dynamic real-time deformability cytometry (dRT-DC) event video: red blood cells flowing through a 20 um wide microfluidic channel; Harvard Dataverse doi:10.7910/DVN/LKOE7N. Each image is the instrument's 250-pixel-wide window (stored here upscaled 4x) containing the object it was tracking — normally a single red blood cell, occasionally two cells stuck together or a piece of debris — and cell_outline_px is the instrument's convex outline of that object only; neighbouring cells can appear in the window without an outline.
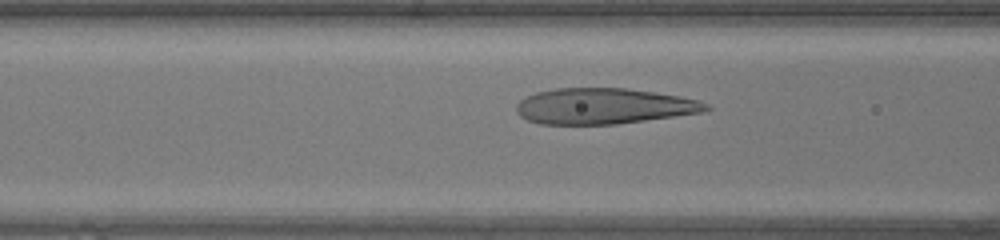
{"species": "human", "species_latin": "Homo sapiens", "temperature_condition": "warm", "stored_images_in_passage": 34, "camera_frame_rate_fps": 3000, "um_per_image_px": 0.085, "donor": {"sex": "female"}, "frame": {"image": 1, "passage_image": 10, "time_ms": 3.0, "image_size_px": [1000, 240], "cell_outline_px": [[712, 108], [700, 112], [616, 124], [540, 124], [528, 120], [520, 116], [516, 112], [516, 104], [520, 100], [536, 92], [556, 88], [624, 88], [656, 92], [680, 96], [700, 100], [708, 104]], "centroid_in_image_um": [51.29, 9.01], "position_along_channel_um": 115.3, "area_um2": 39.42}}
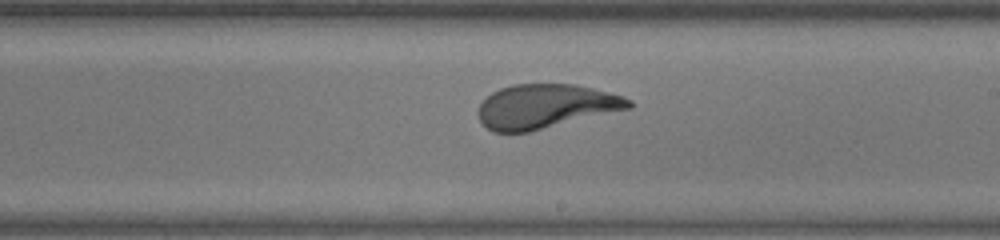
{"frame": {"image": 2, "passage_image": 19, "time_ms": 6.0, "image_size_px": [1000, 240], "cell_outline_px": [[632, 108], [528, 132], [492, 132], [480, 120], [476, 112], [480, 104], [492, 92], [500, 88], [512, 84], [576, 84], [624, 96], [632, 100]], "centroid_in_image_um": [46.38, 9.03], "position_along_channel_um": 242.6, "area_um2": 38.78}}
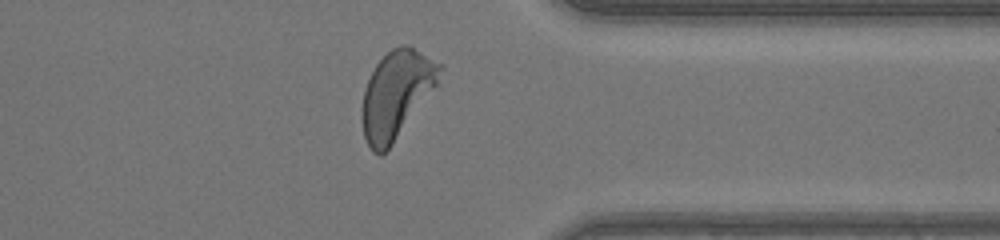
{"frame": {"image": 3, "passage_image": 29, "time_ms": 9.333, "image_size_px": [1000, 240], "cell_outline_px": [[444, 68], [436, 84], [392, 144], [380, 156], [372, 152], [364, 136], [360, 116], [364, 88], [376, 64], [392, 48], [400, 44], [408, 44], [444, 64]], "centroid_in_image_um": [33.68, 7.98], "position_along_channel_um": 377.7, "area_um2": 39.25}, "authors_computed_cell_mechanics": {"area_um2": 39.304, "velocity_mm_per_s": 4.2678, "shape_relaxation_time_tau1_ms": 4.4895, "shape_relaxation_time_tau2_ms": null, "deformation_change_tau1": 0.2398, "deformation_change_tau2": null}}